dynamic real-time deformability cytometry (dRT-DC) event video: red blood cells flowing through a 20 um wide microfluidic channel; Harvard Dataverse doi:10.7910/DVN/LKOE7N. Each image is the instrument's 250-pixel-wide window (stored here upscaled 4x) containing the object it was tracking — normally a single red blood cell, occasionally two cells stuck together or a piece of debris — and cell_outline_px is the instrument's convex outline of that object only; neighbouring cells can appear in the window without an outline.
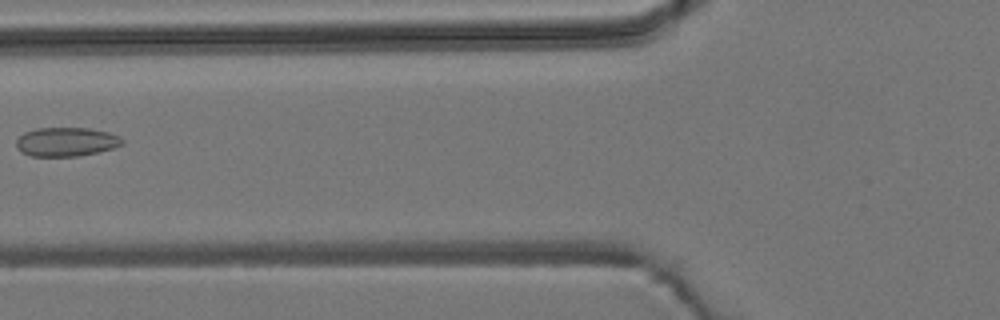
{"species": "common noctule bat (a hibernating species)", "species_latin": "Nyctalus noctula", "temperature_condition": "room temperature", "stored_images_in_passage": 7, "camera_frame_rate_fps": 3000, "um_per_image_px": 0.085, "animal": {"sex": "male", "body_mass_g": 19.2, "forearm_length_mm": 51.8}, "frame": {"image": 1, "passage_image": 6, "time_ms": 1.667, "image_size_px": [1000, 320], "cell_outline_px": [[124, 144], [112, 148], [80, 156], [32, 156], [20, 152], [16, 148], [16, 140], [24, 132], [36, 128], [88, 128], [108, 132], [120, 136], [124, 140]], "centroid_in_image_um": [5.62, 12.05], "position_along_channel_um": 120.2, "area_um2": 17.98}}
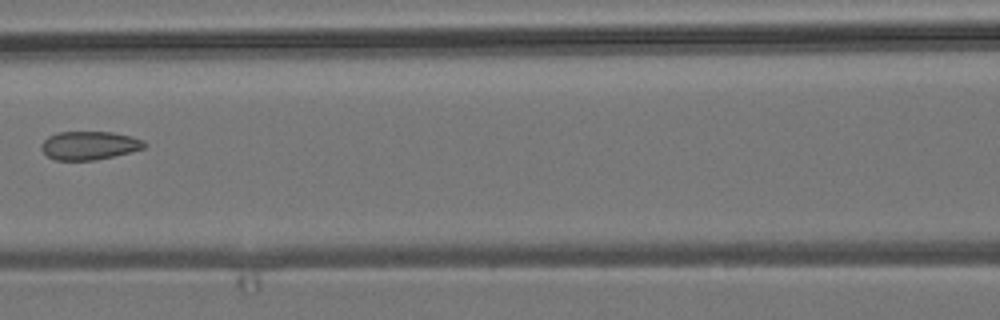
{"frame": {"image": 2, "passage_image": 7, "time_ms": 2.0, "image_size_px": [1000, 320], "cell_outline_px": [[148, 144], [144, 148], [96, 160], [56, 160], [48, 156], [40, 148], [40, 144], [48, 136], [56, 132], [112, 132], [132, 136], [144, 140]], "centroid_in_image_um": [7.58, 12.35], "position_along_channel_um": 159.0, "area_um2": 17.11}}